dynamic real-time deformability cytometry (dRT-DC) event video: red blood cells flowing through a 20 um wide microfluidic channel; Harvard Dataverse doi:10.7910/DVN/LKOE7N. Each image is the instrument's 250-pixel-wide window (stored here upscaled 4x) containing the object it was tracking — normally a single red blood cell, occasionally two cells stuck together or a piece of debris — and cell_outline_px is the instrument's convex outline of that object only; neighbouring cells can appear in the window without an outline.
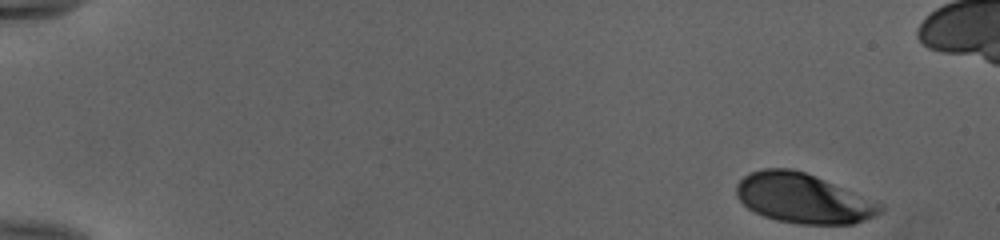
{"species": "human", "species_latin": "Homo sapiens", "temperature_condition": "cold", "stored_images_in_passage": 47, "camera_frame_rate_fps": 3000, "um_per_image_px": 0.085, "donor": {"sex": "female"}, "frame": {"image": 1, "passage_image": 1, "time_ms": 0.0, "image_size_px": [1000, 240], "cell_outline_px": [[884, 212], [876, 216], [852, 224], [796, 224], [776, 220], [764, 216], [748, 208], [736, 196], [736, 184], [748, 172], [764, 168], [792, 168], [804, 172], [880, 200], [884, 204]], "centroid_in_image_um": [68.34, 16.86], "position_along_channel_um": 16.7, "area_um2": 42.37}}
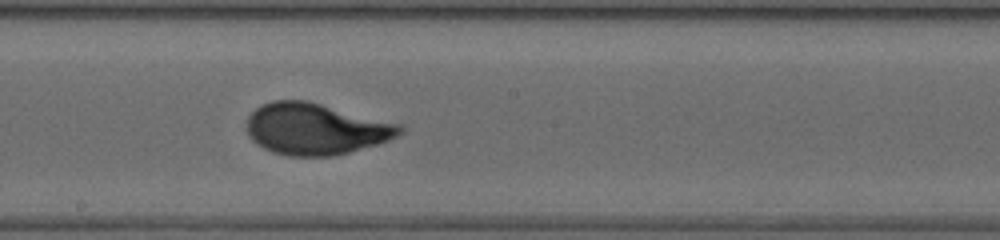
{"frame": {"image": 2, "passage_image": 28, "time_ms": 9.0, "image_size_px": [1000, 240], "cell_outline_px": [[404, 132], [388, 140], [376, 144], [348, 152], [332, 156], [288, 156], [272, 152], [256, 144], [248, 136], [248, 116], [260, 104], [272, 100], [308, 100], [404, 124]], "centroid_in_image_um": [26.85, 10.94], "position_along_channel_um": 221.3, "area_um2": 46.3}}
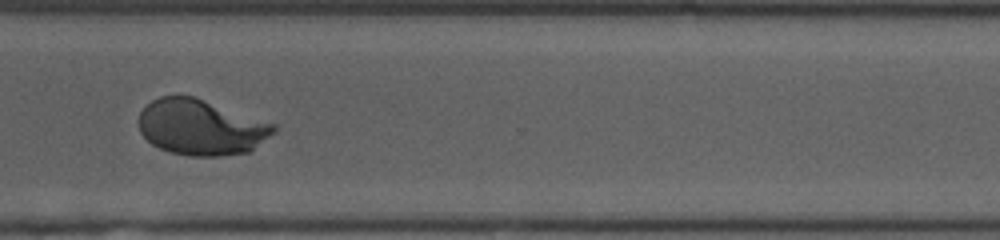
{"frame": {"image": 3, "passage_image": 38, "time_ms": 12.333, "image_size_px": [1000, 240], "cell_outline_px": [[276, 132], [248, 152], [220, 156], [188, 156], [168, 152], [152, 144], [140, 132], [140, 112], [152, 100], [160, 96], [192, 96], [276, 124]], "centroid_in_image_um": [17.09, 10.83], "position_along_channel_um": 353.5, "area_um2": 43.47}}